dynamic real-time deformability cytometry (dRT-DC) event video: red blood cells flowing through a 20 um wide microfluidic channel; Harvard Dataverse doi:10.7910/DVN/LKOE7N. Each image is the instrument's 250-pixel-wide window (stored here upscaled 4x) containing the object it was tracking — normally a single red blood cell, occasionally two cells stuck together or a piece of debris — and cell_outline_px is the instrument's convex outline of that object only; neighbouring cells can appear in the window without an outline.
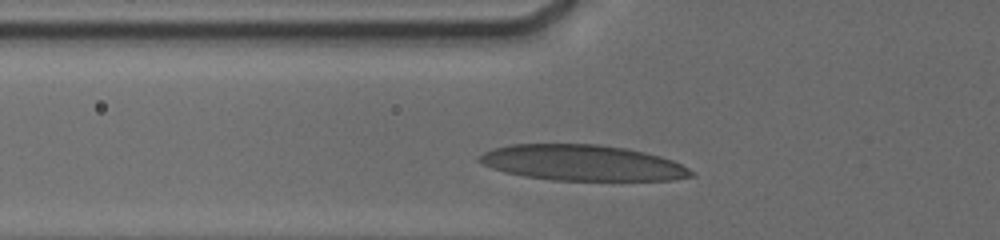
{"species": "human", "species_latin": "Homo sapiens", "temperature_condition": "cold", "stored_images_in_passage": 22, "camera_frame_rate_fps": 3000, "um_per_image_px": 0.085, "donor": {"sex": "male"}, "frame": {"image": 1, "passage_image": 5, "time_ms": 1.667, "image_size_px": [1000, 240], "cell_outline_px": [[696, 176], [672, 180], [552, 180], [524, 176], [504, 172], [492, 168], [484, 164], [480, 160], [480, 156], [484, 152], [492, 148], [512, 144], [600, 144], [624, 148], [644, 152], [660, 156], [672, 160], [696, 172]], "centroid_in_image_um": [49.53, 13.84], "position_along_channel_um": 76.3, "area_um2": 44.04}}
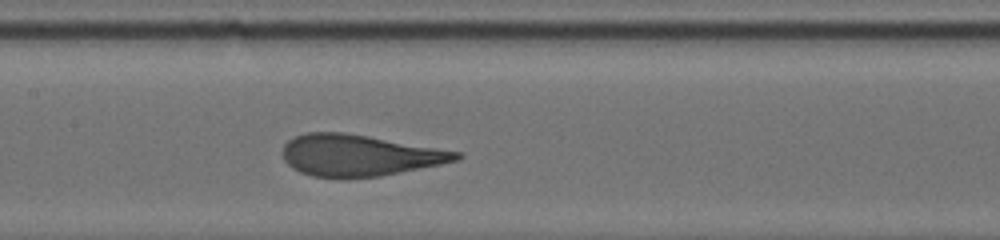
{"frame": {"image": 2, "passage_image": 10, "time_ms": 4.333, "image_size_px": [1000, 240], "cell_outline_px": [[464, 156], [460, 160], [380, 176], [344, 180], [312, 176], [300, 172], [292, 168], [284, 160], [280, 152], [284, 144], [288, 140], [296, 136], [308, 132], [340, 132], [368, 136], [460, 152]], "centroid_in_image_um": [30.48, 13.23], "position_along_channel_um": 176.9, "area_um2": 42.25}}
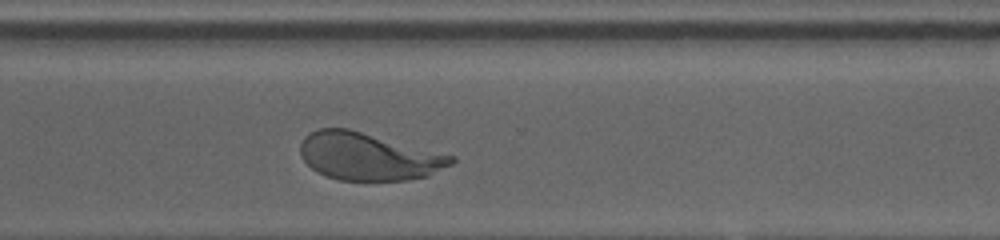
{"frame": {"image": 3, "passage_image": 19, "time_ms": 8.667, "image_size_px": [1000, 240], "cell_outline_px": [[456, 160], [452, 164], [428, 176], [404, 180], [340, 180], [324, 176], [316, 172], [304, 160], [300, 152], [300, 144], [304, 136], [320, 128], [348, 128], [456, 156]], "centroid_in_image_um": [31.32, 13.3], "position_along_channel_um": 339.3, "area_um2": 41.79}, "authors_computed_cell_mechanics": {"area_um2": 42.1073, "velocity_mm_per_s": 3.7626, "shape_relaxation_time_tau1_ms": 3.4394, "shape_relaxation_time_tau2_ms": null, "deformation_change_tau1": 0.1543, "deformation_change_tau2": null}}